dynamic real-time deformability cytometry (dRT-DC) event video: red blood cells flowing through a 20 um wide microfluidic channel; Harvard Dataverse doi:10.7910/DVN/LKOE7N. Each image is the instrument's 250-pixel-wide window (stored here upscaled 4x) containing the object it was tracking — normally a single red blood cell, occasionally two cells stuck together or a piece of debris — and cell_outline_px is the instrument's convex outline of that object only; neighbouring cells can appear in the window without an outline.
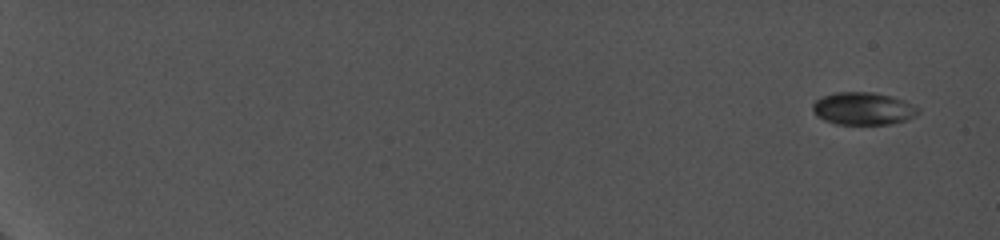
{"species": "common noctule bat (a hibernating species)", "species_latin": "Nyctalus noctula", "temperature_condition": "cold", "stored_images_in_passage": 16, "camera_frame_rate_fps": 5000, "um_per_image_px": 0.085, "animal": {"sex": "female", "body_mass_g": 19.0, "forearm_length_mm": 56.7}, "frame": {"image": 1, "passage_image": 1, "time_ms": 0.0, "image_size_px": [1000, 240], "cell_outline_px": [[920, 112], [916, 116], [892, 124], [836, 124], [824, 120], [816, 116], [812, 108], [812, 104], [816, 100], [824, 96], [836, 92], [872, 92], [892, 96], [904, 100], [920, 108]], "centroid_in_image_um": [73.38, 9.23], "position_along_channel_um": 11.6, "area_um2": 20.11}}
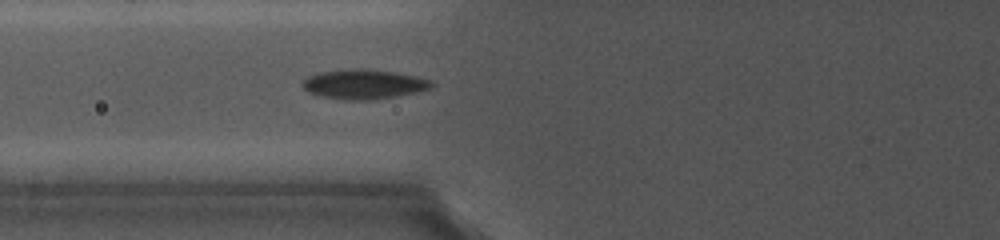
{"frame": {"image": 2, "passage_image": 8, "time_ms": 8.4, "image_size_px": [1000, 240], "cell_outline_px": [[436, 84], [432, 88], [416, 92], [396, 96], [368, 100], [344, 100], [316, 96], [308, 92], [300, 84], [308, 76], [320, 72], [340, 68], [364, 68], [396, 72], [416, 76], [432, 80]], "centroid_in_image_um": [30.9, 7.15], "position_along_channel_um": 94.9, "area_um2": 22.77}}
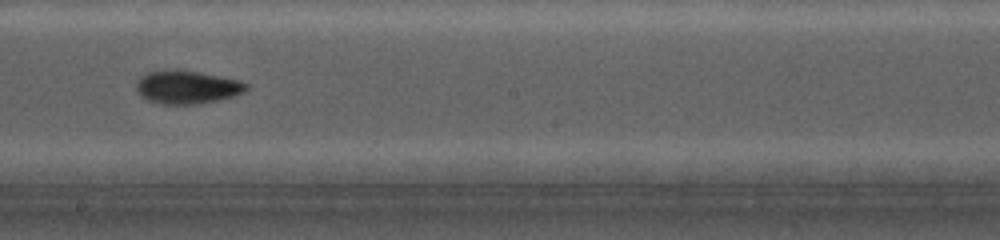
{"frame": {"image": 3, "passage_image": 14, "time_ms": 12.0, "image_size_px": [1000, 240], "cell_outline_px": [[248, 88], [244, 92], [232, 96], [200, 104], [160, 104], [148, 100], [140, 96], [136, 92], [136, 80], [140, 76], [148, 72], [168, 68], [176, 68], [200, 72], [240, 80], [248, 84]], "centroid_in_image_um": [15.85, 7.38], "position_along_channel_um": 232.4, "area_um2": 21.73}}